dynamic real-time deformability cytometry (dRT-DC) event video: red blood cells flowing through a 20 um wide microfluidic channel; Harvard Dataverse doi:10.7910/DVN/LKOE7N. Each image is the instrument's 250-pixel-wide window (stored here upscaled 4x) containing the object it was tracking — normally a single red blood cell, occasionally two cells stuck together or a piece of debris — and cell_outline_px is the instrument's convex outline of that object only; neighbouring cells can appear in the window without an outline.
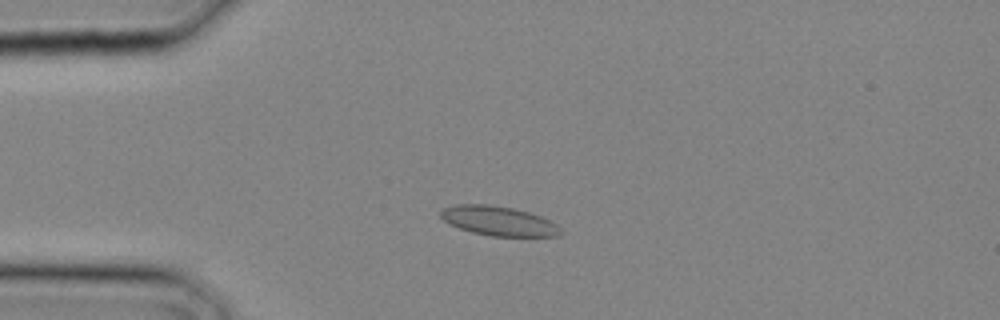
{"species": "common noctule bat (a hibernating species)", "species_latin": "Nyctalus noctula", "temperature_condition": "cold", "stored_images_in_passage": 1, "camera_frame_rate_fps": 3000, "um_per_image_px": 0.085, "animal": {"sex": "male", "body_mass_g": 20.4}, "frame": {"image": 1, "passage_image": 1, "time_ms": 0.0, "image_size_px": [1000, 320], "cell_outline_px": [[560, 236], [492, 236], [472, 232], [448, 224], [440, 216], [440, 212], [444, 208], [456, 204], [488, 204], [512, 208], [528, 212], [540, 216], [556, 224], [560, 228]], "centroid_in_image_um": [42.35, 18.78], "position_along_channel_um": 42.7, "area_um2": 20.4}}